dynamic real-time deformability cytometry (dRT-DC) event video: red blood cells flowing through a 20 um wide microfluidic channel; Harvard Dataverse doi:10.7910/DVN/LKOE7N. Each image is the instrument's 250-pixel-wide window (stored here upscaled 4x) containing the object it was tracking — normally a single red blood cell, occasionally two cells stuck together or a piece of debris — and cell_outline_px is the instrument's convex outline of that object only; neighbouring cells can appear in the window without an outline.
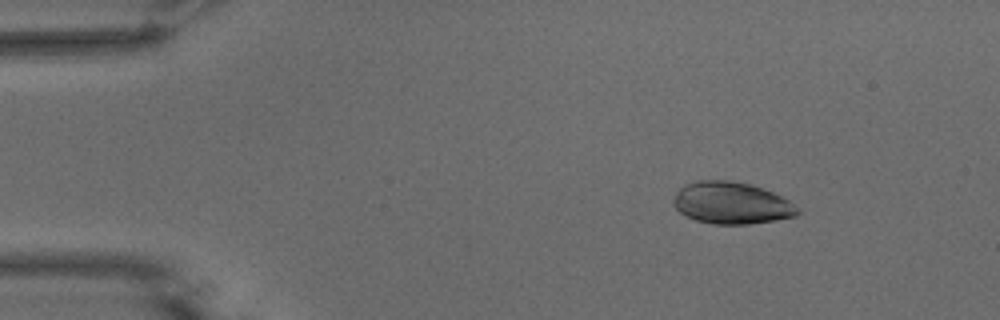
{"species": "common noctule bat (a hibernating species)", "species_latin": "Nyctalus noctula", "temperature_condition": "warm", "stored_images_in_passage": 55, "camera_frame_rate_fps": 3000, "um_per_image_px": 0.085, "animal": {"sex": "male", "body_mass_g": 15.6}, "frame": {"image": 1, "passage_image": 8, "time_ms": 2.333, "image_size_px": [1000, 320], "cell_outline_px": [[800, 212], [796, 216], [748, 224], [712, 224], [696, 220], [684, 216], [672, 204], [672, 200], [676, 192], [684, 184], [696, 180], [728, 180], [748, 184], [772, 192], [788, 200]], "centroid_in_image_um": [62.1, 17.25], "position_along_channel_um": 22.9, "area_um2": 30.17}}
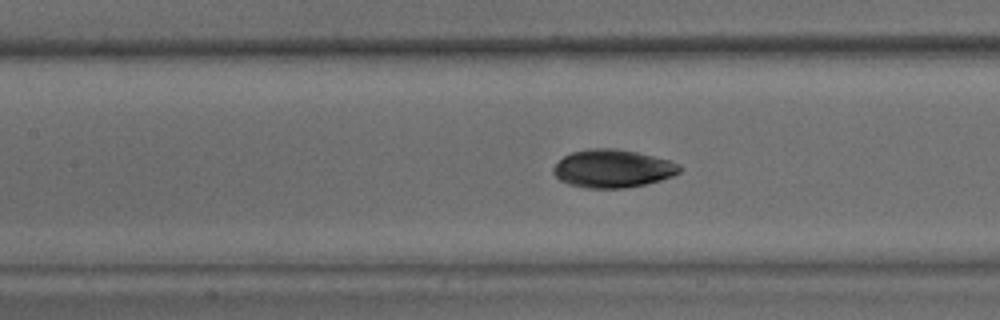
{"frame": {"image": 2, "passage_image": 25, "time_ms": 8.0, "image_size_px": [1000, 320], "cell_outline_px": [[684, 168], [680, 172], [672, 176], [660, 180], [644, 184], [624, 188], [584, 188], [568, 184], [560, 180], [552, 172], [552, 168], [564, 156], [572, 152], [588, 148], [616, 148], [636, 152], [668, 160], [680, 164]], "centroid_in_image_um": [52.07, 14.33], "position_along_channel_um": 155.3, "area_um2": 28.03}}
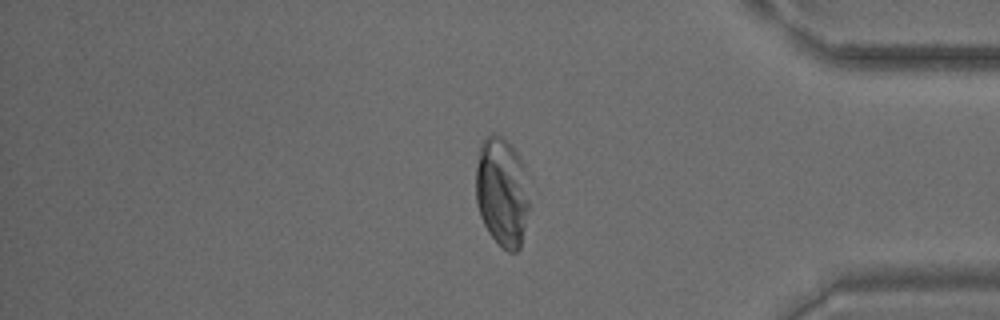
{"frame": {"image": 3, "passage_image": 46, "time_ms": 15.0, "image_size_px": [1000, 320], "cell_outline_px": [[528, 208], [520, 248], [516, 252], [508, 252], [488, 232], [480, 216], [476, 204], [476, 168], [480, 144], [492, 132], [504, 136], [512, 144], [524, 164], [528, 200]], "centroid_in_image_um": [42.65, 16.26], "position_along_channel_um": 392.5, "area_um2": 34.16}, "authors_computed_cell_mechanics": {"area_um2": 29.8248, "velocity_mm_per_s": 3.7306, "shape_relaxation_time_tau1_ms": 5.9303, "shape_relaxation_time_tau2_ms": 1.1337, "deformation_change_tau1": 0.1856, "deformation_change_tau2": 0.0381}}